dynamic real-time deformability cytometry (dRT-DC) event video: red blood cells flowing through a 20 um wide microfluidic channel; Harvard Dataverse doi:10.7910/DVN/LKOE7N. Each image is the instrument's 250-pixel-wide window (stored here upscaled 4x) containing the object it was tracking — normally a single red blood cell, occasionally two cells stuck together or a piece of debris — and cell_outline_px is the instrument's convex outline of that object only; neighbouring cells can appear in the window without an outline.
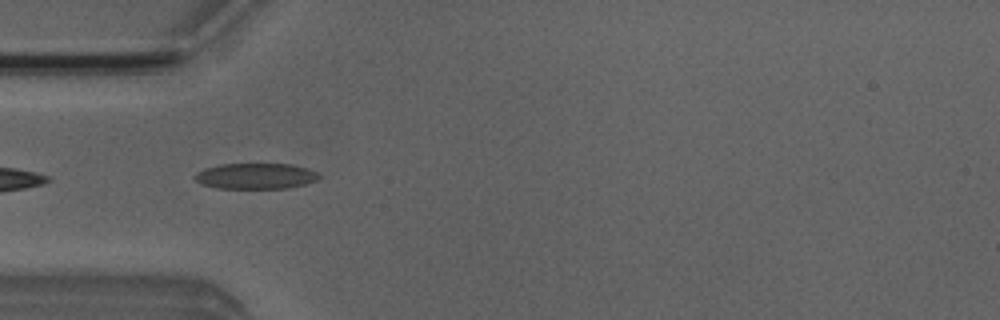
{"species": "Egyptian fruit bat (a non-hibernating species)", "species_latin": "Rousettus aegyptiacus", "temperature_condition": "room temperature", "stored_images_in_passage": 38, "camera_frame_rate_fps": 3000, "um_per_image_px": 0.085, "animal": {"sex": "male"}, "frame": {"image": 1, "passage_image": 2, "time_ms": 0.333, "image_size_px": [1000, 320], "cell_outline_px": [[320, 176], [316, 180], [304, 184], [288, 188], [216, 188], [200, 184], [192, 176], [196, 172], [204, 168], [220, 164], [292, 164], [308, 168], [316, 172]], "centroid_in_image_um": [21.69, 14.96], "position_along_channel_um": 63.3, "area_um2": 18.73}}
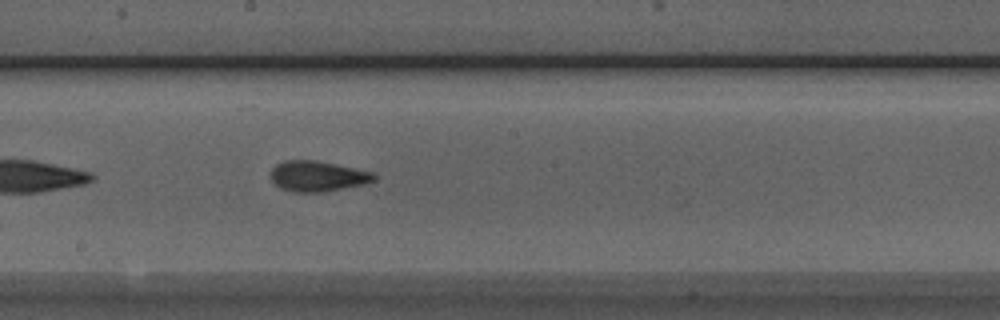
{"frame": {"image": 2, "passage_image": 14, "time_ms": 4.333, "image_size_px": [1000, 320], "cell_outline_px": [[380, 176], [376, 180], [364, 184], [320, 192], [292, 192], [280, 188], [272, 184], [272, 168], [276, 164], [284, 160], [316, 160], [336, 164], [372, 172]], "centroid_in_image_um": [26.99, 14.97], "position_along_channel_um": 221.2, "area_um2": 18.44}}
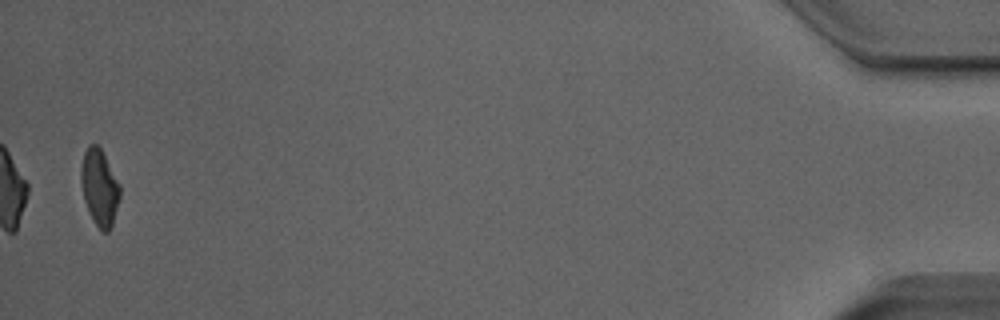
{"frame": {"image": 3, "passage_image": 37, "time_ms": 12.0, "image_size_px": [1000, 320], "cell_outline_px": [[120, 196], [112, 228], [108, 232], [104, 232], [96, 224], [84, 200], [80, 180], [80, 168], [84, 152], [88, 144], [96, 144], [100, 148], [120, 184]], "centroid_in_image_um": [8.46, 15.92], "position_along_channel_um": 426.7, "area_um2": 17.22}, "authors_computed_cell_mechanics": {"area_um2": 18.0336, "velocity_mm_per_s": 3.9614, "shape_relaxation_time_tau1_ms": 6.1503, "shape_relaxation_time_tau2_ms": 1.6492, "deformation_change_tau1": 0.1468, "deformation_change_tau2": 0.0811}}